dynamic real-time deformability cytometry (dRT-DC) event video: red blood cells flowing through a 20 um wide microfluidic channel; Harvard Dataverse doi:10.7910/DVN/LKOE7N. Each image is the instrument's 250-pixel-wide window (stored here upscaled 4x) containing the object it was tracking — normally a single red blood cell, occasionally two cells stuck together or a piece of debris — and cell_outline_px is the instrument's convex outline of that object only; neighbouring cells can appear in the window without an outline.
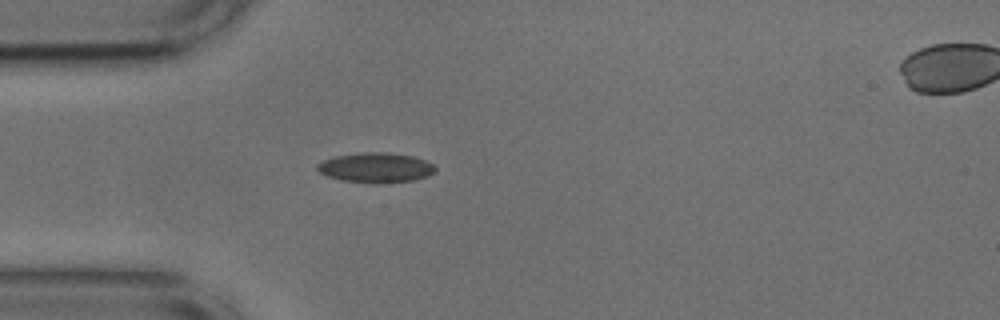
{"species": "common noctule bat (a hibernating species)", "species_latin": "Nyctalus noctula", "temperature_condition": "cold", "stored_images_in_passage": 40, "camera_frame_rate_fps": 3000, "um_per_image_px": 0.085, "animal": {"sex": "male", "body_mass_g": 17.9, "forearm_length_mm": 54.2}, "frame": {"image": 1, "passage_image": 1, "time_ms": 0.0, "image_size_px": [1000, 320], "cell_outline_px": [[436, 172], [428, 176], [412, 180], [380, 184], [344, 180], [328, 176], [320, 172], [316, 168], [316, 164], [324, 160], [336, 156], [364, 152], [388, 152], [412, 156], [424, 160], [432, 164], [436, 168]], "centroid_in_image_um": [31.96, 14.25], "position_along_channel_um": 53.0, "area_um2": 20.46}}
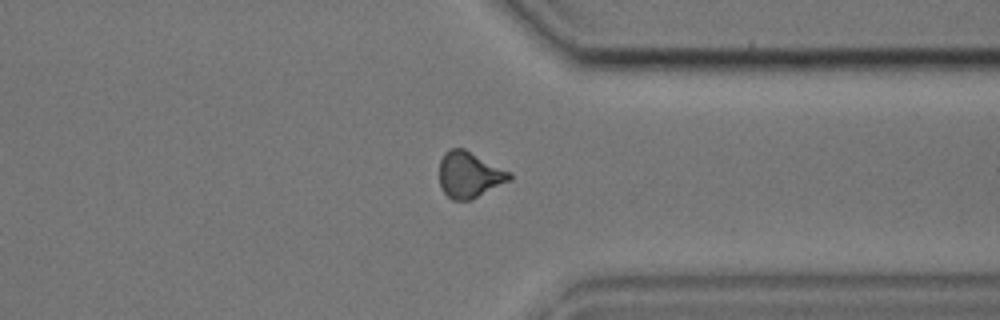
{"frame": {"image": 2, "passage_image": 27, "time_ms": 8.667, "image_size_px": [1000, 320], "cell_outline_px": [[512, 180], [472, 200], [452, 200], [444, 192], [440, 184], [440, 160], [444, 152], [448, 148], [464, 148], [512, 172]], "centroid_in_image_um": [39.93, 14.85], "position_along_channel_um": 371.5, "area_um2": 19.13}}
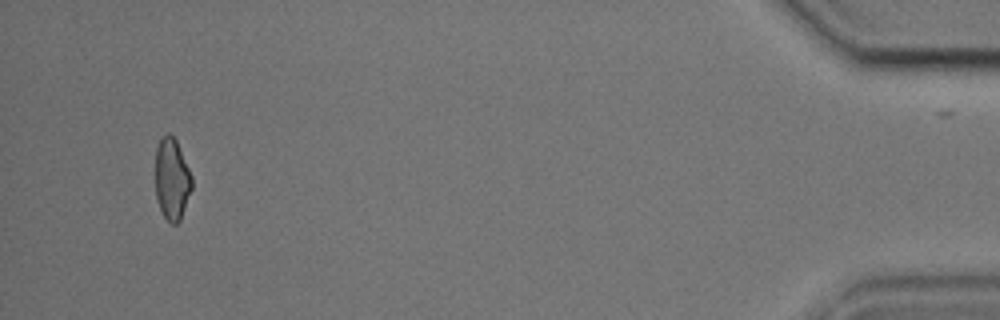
{"frame": {"image": 3, "passage_image": 37, "time_ms": 12.0, "image_size_px": [1000, 320], "cell_outline_px": [[192, 188], [180, 220], [176, 224], [172, 224], [164, 216], [160, 208], [156, 196], [156, 148], [160, 136], [168, 132], [176, 140], [192, 176]], "centroid_in_image_um": [14.61, 15.19], "position_along_channel_um": 420.6, "area_um2": 17.28}, "authors_computed_cell_mechanics": {"area_um2": 18.6116, "velocity_mm_per_s": 3.771, "shape_relaxation_time_tau1_ms": null, "shape_relaxation_time_tau2_ms": 8.1423, "deformation_change_tau1": null, "deformation_change_tau2": 0.1494}}